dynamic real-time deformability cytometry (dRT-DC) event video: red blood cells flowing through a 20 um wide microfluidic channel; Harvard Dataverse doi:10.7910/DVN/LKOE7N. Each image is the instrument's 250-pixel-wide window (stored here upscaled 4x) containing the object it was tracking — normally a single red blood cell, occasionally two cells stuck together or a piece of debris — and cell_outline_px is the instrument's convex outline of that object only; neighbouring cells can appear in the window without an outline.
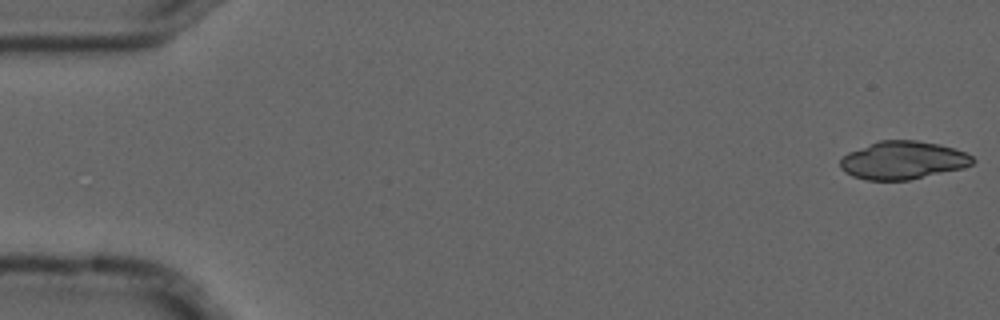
{"species": "common noctule bat (a hibernating species)", "species_latin": "Nyctalus noctula", "temperature_condition": "cold", "stored_images_in_passage": 5, "camera_frame_rate_fps": 3000, "um_per_image_px": 0.085, "animal": {"sex": "male", "forearm_length_mm": 52.5}, "frame": {"image": 1, "passage_image": 1, "time_ms": 0.0, "image_size_px": [1000, 320], "cell_outline_px": [[976, 160], [972, 164], [964, 168], [908, 180], [868, 180], [852, 176], [844, 172], [840, 168], [840, 160], [848, 152], [880, 140], [916, 140], [940, 144], [964, 152], [972, 156]], "centroid_in_image_um": [76.75, 13.62], "position_along_channel_um": 8.3, "area_um2": 29.3}}